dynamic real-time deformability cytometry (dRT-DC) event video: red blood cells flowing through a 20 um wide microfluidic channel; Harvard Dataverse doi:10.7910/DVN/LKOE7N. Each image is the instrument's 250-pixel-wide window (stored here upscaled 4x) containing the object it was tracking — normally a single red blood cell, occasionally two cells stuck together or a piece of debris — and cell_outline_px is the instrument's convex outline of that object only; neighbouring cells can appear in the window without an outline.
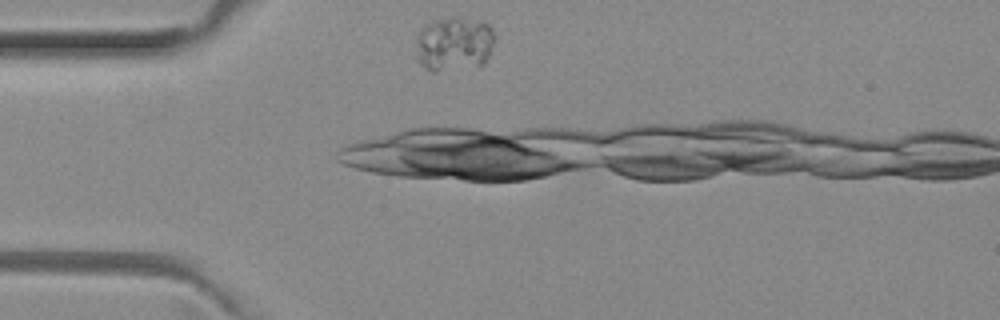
{"species": "common noctule bat (a hibernating species)", "species_latin": "Nyctalus noctula", "temperature_condition": "room temperature", "stored_images_in_passage": 5, "camera_frame_rate_fps": 3000, "um_per_image_px": 0.085, "animal": {"sex": "female", "body_mass_g": 29.2, "forearm_length_mm": 56.3}, "frame": {"image": 1, "passage_image": 1, "time_ms": 0.0, "image_size_px": [1000, 320], "cell_outline_px": [[492, 44], [488, 56], [484, 64], [436, 72], [432, 72], [420, 64], [416, 56], [416, 32], [424, 24], [432, 20], [452, 16], [460, 16], [480, 20], [488, 24], [492, 28]], "centroid_in_image_um": [38.52, 3.69], "position_along_channel_um": 46.5, "area_um2": 25.43}}